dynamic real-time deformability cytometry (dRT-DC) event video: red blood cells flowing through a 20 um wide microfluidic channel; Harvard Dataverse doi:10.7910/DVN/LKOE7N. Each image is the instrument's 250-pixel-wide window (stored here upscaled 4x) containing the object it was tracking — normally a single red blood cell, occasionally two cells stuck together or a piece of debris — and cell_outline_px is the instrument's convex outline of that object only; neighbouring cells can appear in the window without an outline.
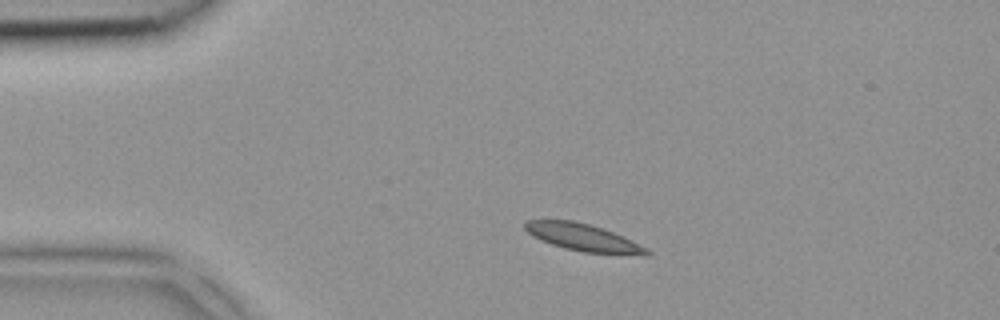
{"species": "common noctule bat (a hibernating species)", "species_latin": "Nyctalus noctula", "temperature_condition": "room temperature", "stored_images_in_passage": 2, "camera_frame_rate_fps": 3000, "um_per_image_px": 0.085, "animal": {"sex": "female", "body_mass_g": 18.4}, "frame": {"image": 1, "passage_image": 1, "time_ms": 0.0, "image_size_px": [1000, 320], "cell_outline_px": [[652, 252], [648, 256], [644, 256], [584, 252], [564, 248], [540, 240], [532, 236], [524, 228], [524, 220], [572, 220], [588, 224], [612, 232], [632, 240], [648, 248]], "centroid_in_image_um": [49.6, 20.2], "position_along_channel_um": 35.4, "area_um2": 19.42}}